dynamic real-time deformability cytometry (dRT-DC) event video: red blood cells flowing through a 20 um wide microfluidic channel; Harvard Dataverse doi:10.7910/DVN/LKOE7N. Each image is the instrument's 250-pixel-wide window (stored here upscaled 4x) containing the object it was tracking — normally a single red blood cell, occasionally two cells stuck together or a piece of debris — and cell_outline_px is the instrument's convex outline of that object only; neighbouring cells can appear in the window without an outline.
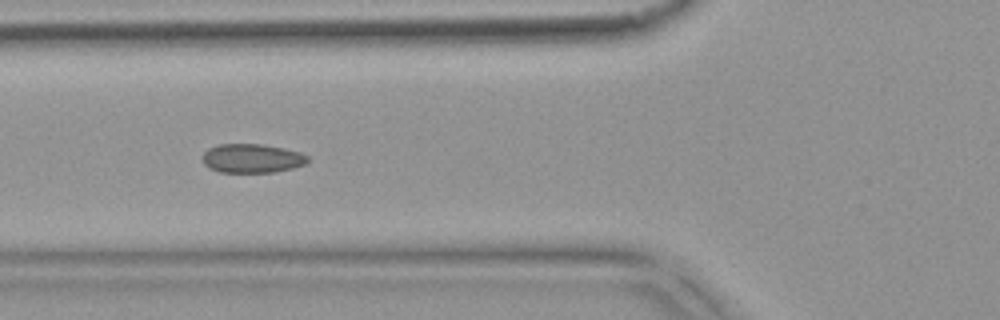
{"species": "common noctule bat (a hibernating species)", "species_latin": "Nyctalus noctula", "temperature_condition": "warm", "stored_images_in_passage": 9, "camera_frame_rate_fps": 3000, "um_per_image_px": 0.085, "animal": {"sex": "female", "body_mass_g": 18.4}, "frame": {"image": 1, "passage_image": 6, "time_ms": 1.667, "image_size_px": [1000, 320], "cell_outline_px": [[308, 160], [304, 164], [292, 168], [276, 172], [220, 172], [208, 168], [204, 164], [200, 156], [208, 148], [220, 144], [260, 144], [284, 148], [300, 152], [308, 156]], "centroid_in_image_um": [21.38, 13.46], "position_along_channel_um": 104.4, "area_um2": 17.86}}
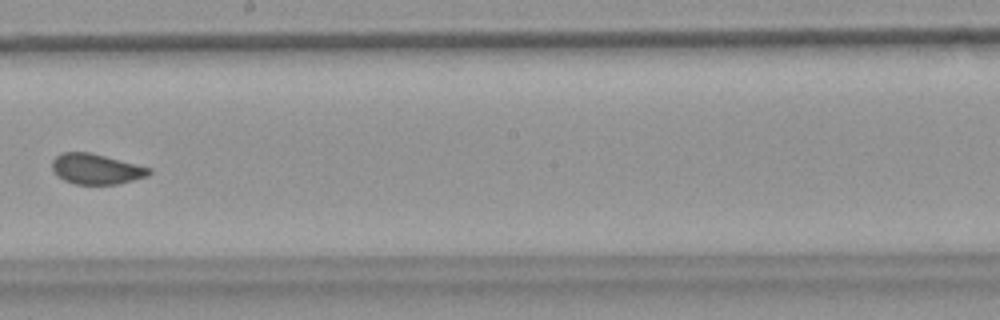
{"frame": {"image": 2, "passage_image": 9, "time_ms": 2.667, "image_size_px": [1000, 320], "cell_outline_px": [[152, 172], [148, 176], [116, 184], [76, 184], [64, 180], [56, 176], [52, 168], [52, 160], [60, 152], [88, 152], [152, 168]], "centroid_in_image_um": [8.15, 14.36], "position_along_channel_um": 240.0, "area_um2": 17.11}}